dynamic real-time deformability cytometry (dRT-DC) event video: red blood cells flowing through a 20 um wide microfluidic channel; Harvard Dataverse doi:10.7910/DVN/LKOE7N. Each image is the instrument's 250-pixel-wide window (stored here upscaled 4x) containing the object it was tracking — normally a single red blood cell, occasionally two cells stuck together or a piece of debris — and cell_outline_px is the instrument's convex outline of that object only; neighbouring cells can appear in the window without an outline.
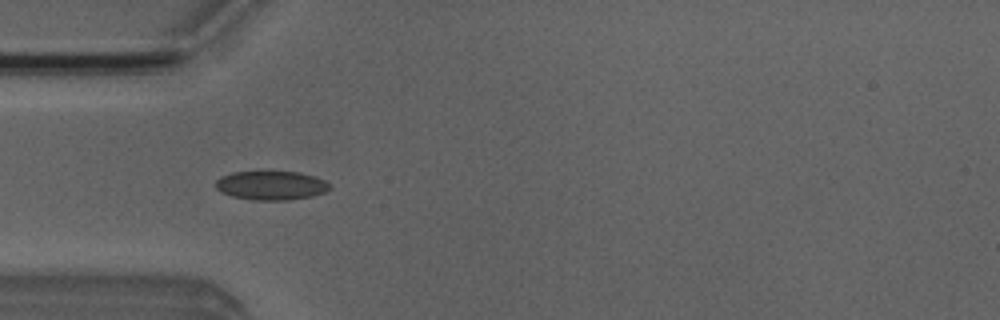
{"species": "Egyptian fruit bat (a non-hibernating species)", "species_latin": "Rousettus aegyptiacus", "temperature_condition": "room temperature", "stored_images_in_passage": 3, "camera_frame_rate_fps": 3000, "um_per_image_px": 0.085, "animal": {"sex": "male"}, "frame": {"image": 1, "passage_image": 1, "time_ms": 0.0, "image_size_px": [1000, 320], "cell_outline_px": [[332, 188], [324, 192], [312, 196], [288, 200], [252, 200], [232, 196], [220, 192], [216, 188], [216, 180], [220, 176], [232, 172], [300, 172], [316, 176], [332, 184]], "centroid_in_image_um": [23.07, 15.76], "position_along_channel_um": 61.9, "area_um2": 19.42}}